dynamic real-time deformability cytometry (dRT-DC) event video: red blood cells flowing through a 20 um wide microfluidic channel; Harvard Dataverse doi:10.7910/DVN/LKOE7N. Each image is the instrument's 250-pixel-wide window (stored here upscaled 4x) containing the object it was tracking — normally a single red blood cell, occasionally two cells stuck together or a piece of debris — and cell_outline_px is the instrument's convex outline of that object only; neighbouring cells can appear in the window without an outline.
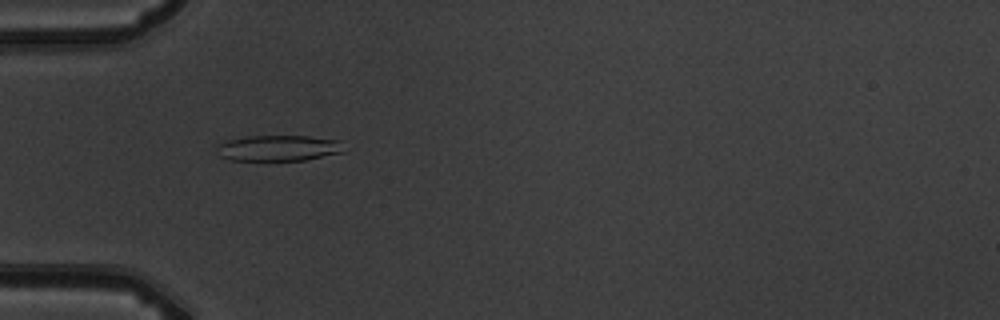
{"species": "common noctule bat (a hibernating species)", "species_latin": "Nyctalus noctula", "temperature_condition": "warm", "stored_images_in_passage": 13, "camera_frame_rate_fps": 3000, "um_per_image_px": 0.085, "animal": {"sex": "male", "body_mass_g": 19.5, "forearm_length_mm": 54.6}, "frame": {"image": 1, "passage_image": 3, "time_ms": 2.333, "image_size_px": [1000, 320], "cell_outline_px": [[344, 152], [304, 160], [232, 160], [220, 156], [216, 148], [216, 144], [228, 140], [248, 136], [308, 136], [340, 140]], "centroid_in_image_um": [23.66, 12.58], "position_along_channel_um": 61.3, "area_um2": 19.07}}
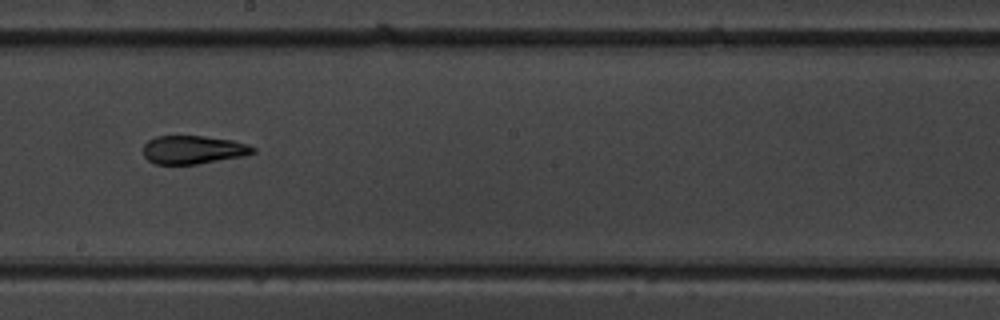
{"frame": {"image": 2, "passage_image": 7, "time_ms": 7.0, "image_size_px": [1000, 320], "cell_outline_px": [[256, 152], [244, 156], [196, 164], [156, 164], [148, 160], [144, 156], [144, 144], [148, 140], [156, 136], [204, 136], [232, 140], [248, 144], [256, 148]], "centroid_in_image_um": [16.44, 12.72], "position_along_channel_um": 231.8, "area_um2": 18.15}}
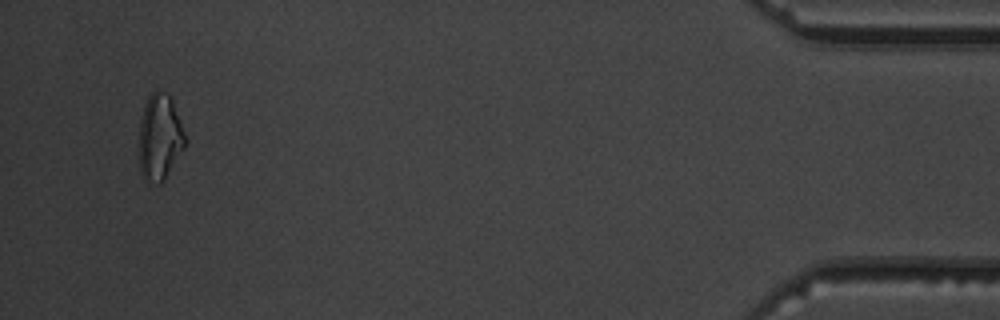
{"frame": {"image": 3, "passage_image": 13, "time_ms": 14.0, "image_size_px": [1000, 320], "cell_outline_px": [[188, 140], [184, 148], [164, 180], [160, 184], [156, 184], [144, 180], [140, 172], [140, 120], [144, 104], [148, 96], [156, 88], [168, 92], [172, 96]], "centroid_in_image_um": [13.61, 11.61], "position_along_channel_um": 421.6, "area_um2": 23.7}, "authors_computed_cell_mechanics": {"area_um2": 18.6694, "velocity_mm_per_s": 3.7501, "shape_relaxation_time_tau1_ms": 5.3969, "shape_relaxation_time_tau2_ms": 1.9808, "deformation_change_tau1": 0.1691, "deformation_change_tau2": 0.0869}}